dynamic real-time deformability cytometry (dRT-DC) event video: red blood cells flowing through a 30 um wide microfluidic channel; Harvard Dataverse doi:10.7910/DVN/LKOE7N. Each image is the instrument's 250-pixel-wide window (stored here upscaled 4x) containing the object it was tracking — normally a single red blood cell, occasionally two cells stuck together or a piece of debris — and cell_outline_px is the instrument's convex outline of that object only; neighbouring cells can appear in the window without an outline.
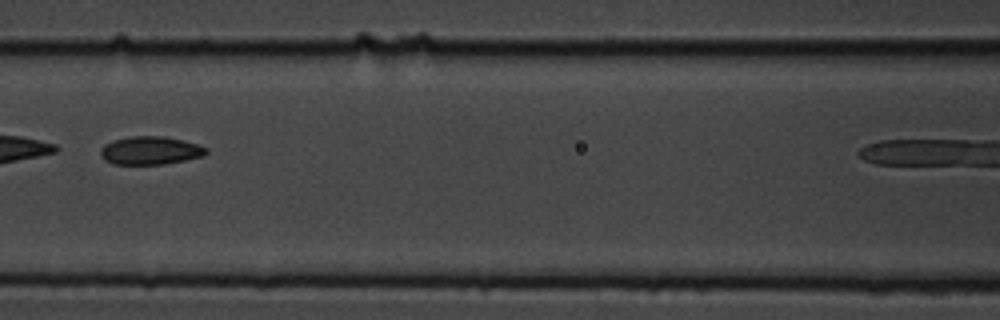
{"species": "common noctule bat (a hibernating species)", "species_latin": "Nyctalus noctula", "temperature_condition": "cold", "stored_images_in_passage": 7, "camera_frame_rate_fps": 3000, "um_per_image_px": 0.085, "animal": {"sex": "male", "body_mass_g": 19.5, "forearm_length_mm": 54.6}, "frame": {"image": 1, "passage_image": 5, "time_ms": 1.333, "image_size_px": [1000, 320], "cell_outline_px": [[208, 152], [204, 156], [164, 164], [112, 164], [104, 160], [100, 156], [100, 148], [104, 144], [112, 140], [132, 136], [164, 136], [196, 144], [208, 148]], "centroid_in_image_um": [12.74, 12.79], "position_along_channel_um": 153.9, "area_um2": 17.4}}
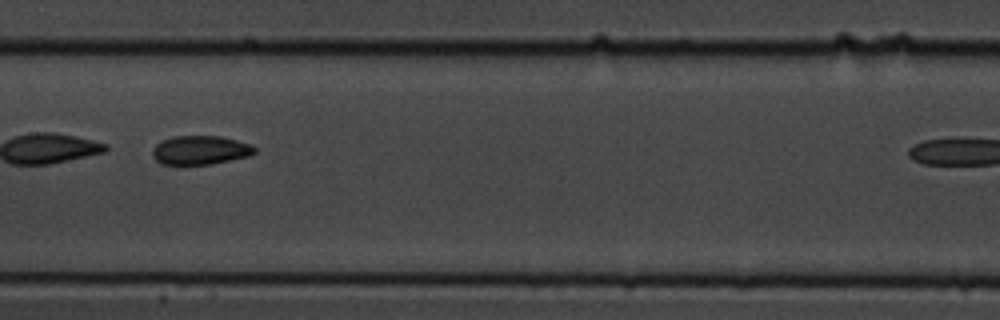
{"frame": {"image": 2, "passage_image": 6, "time_ms": 1.667, "image_size_px": [1000, 320], "cell_outline_px": [[256, 152], [248, 156], [208, 164], [160, 164], [152, 156], [152, 148], [160, 140], [172, 136], [220, 136], [252, 144], [256, 148]], "centroid_in_image_um": [16.99, 12.74], "position_along_channel_um": 190.4, "area_um2": 17.22}}